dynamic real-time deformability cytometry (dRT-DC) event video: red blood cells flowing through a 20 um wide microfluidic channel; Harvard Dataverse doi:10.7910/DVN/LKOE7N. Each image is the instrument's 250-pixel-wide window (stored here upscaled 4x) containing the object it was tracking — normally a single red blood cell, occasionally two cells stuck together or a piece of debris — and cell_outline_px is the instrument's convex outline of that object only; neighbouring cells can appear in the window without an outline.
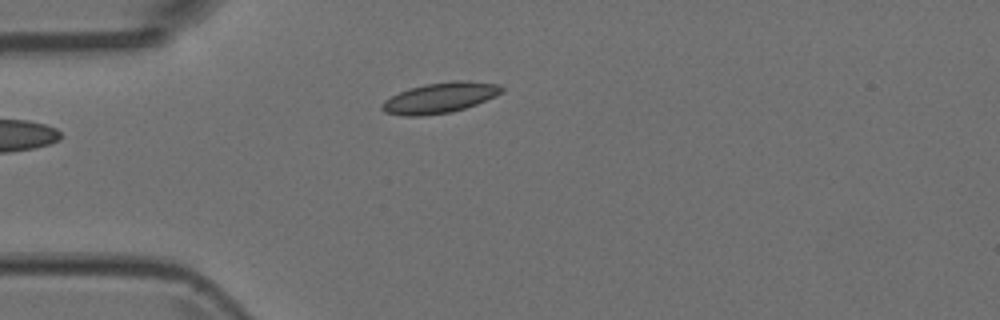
{"species": "Egyptian fruit bat (a non-hibernating species)", "species_latin": "Rousettus aegyptiacus", "temperature_condition": "room temperature", "stored_images_in_passage": 4, "camera_frame_rate_fps": 3000, "um_per_image_px": 0.085, "animal": {"sex": "female"}, "frame": {"image": 1, "passage_image": 4, "time_ms": 1.0, "image_size_px": [1000, 320], "cell_outline_px": [[504, 92], [496, 96], [476, 104], [452, 112], [420, 116], [404, 116], [384, 112], [380, 108], [380, 104], [384, 100], [408, 88], [424, 84], [456, 80], [464, 80], [500, 84], [504, 88]], "centroid_in_image_um": [37.4, 8.31], "position_along_channel_um": 47.6, "area_um2": 21.44}}